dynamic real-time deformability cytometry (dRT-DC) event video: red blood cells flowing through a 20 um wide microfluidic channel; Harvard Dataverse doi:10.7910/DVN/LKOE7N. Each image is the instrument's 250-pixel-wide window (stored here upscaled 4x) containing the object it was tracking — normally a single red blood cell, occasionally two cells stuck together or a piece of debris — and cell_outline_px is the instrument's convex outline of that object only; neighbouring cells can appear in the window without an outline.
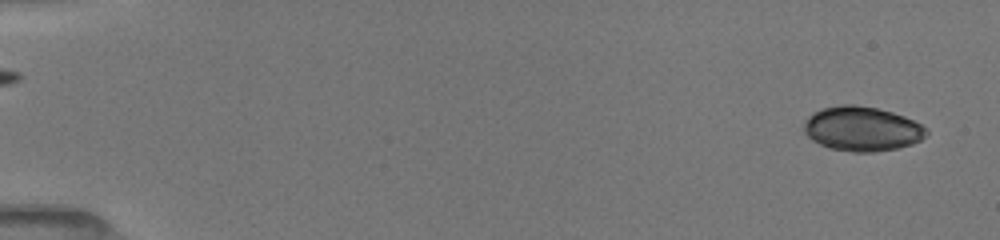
{"species": "common noctule bat (a hibernating species)", "species_latin": "Nyctalus noctula", "temperature_condition": "room temperature", "stored_images_in_passage": 9, "camera_frame_rate_fps": 3000, "um_per_image_px": 0.085, "animal": {"sex": "female", "body_mass_g": 19.5, "forearm_length_mm": 54.1}, "frame": {"image": 1, "passage_image": 1, "time_ms": 0.0, "image_size_px": [1000, 240], "cell_outline_px": [[928, 132], [920, 140], [912, 144], [896, 148], [876, 152], [852, 152], [828, 148], [812, 140], [804, 132], [804, 120], [812, 112], [820, 108], [840, 104], [856, 104], [876, 108], [892, 112], [904, 116], [928, 128]], "centroid_in_image_um": [73.23, 10.94], "position_along_channel_um": 11.8, "area_um2": 32.02}}
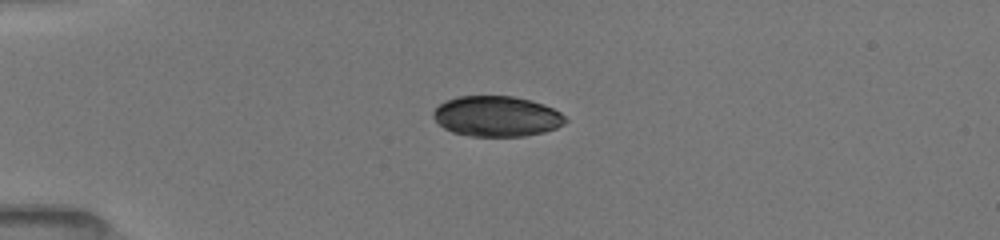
{"frame": {"image": 2, "passage_image": 6, "time_ms": 3.667, "image_size_px": [1000, 240], "cell_outline_px": [[568, 120], [564, 124], [556, 128], [544, 132], [524, 136], [472, 136], [452, 132], [444, 128], [432, 116], [432, 112], [440, 104], [456, 96], [512, 96], [532, 100], [544, 104], [560, 112]], "centroid_in_image_um": [42.23, 9.88], "position_along_channel_um": 42.8, "area_um2": 31.15}}